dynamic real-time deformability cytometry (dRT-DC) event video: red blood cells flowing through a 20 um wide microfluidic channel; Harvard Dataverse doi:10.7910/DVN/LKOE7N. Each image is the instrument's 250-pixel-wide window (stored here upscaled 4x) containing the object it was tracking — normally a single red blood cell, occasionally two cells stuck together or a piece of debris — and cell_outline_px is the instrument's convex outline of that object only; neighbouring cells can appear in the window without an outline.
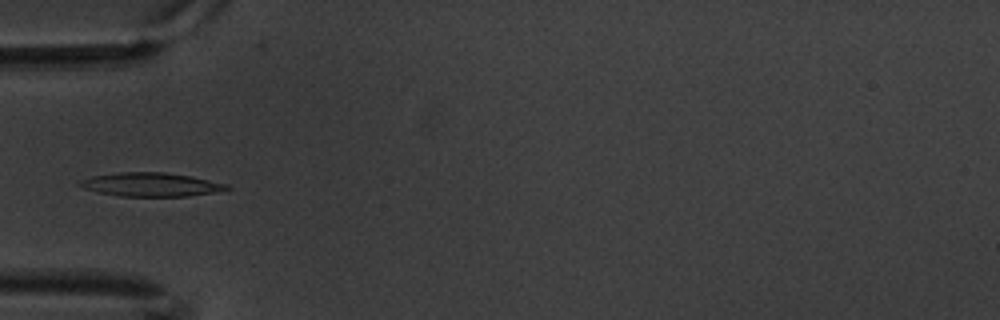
{"species": "common noctule bat (a hibernating species)", "species_latin": "Nyctalus noctula", "temperature_condition": "warm", "stored_images_in_passage": 9, "camera_frame_rate_fps": 3000, "um_per_image_px": 0.085, "animal": {"sex": "male", "body_mass_g": 20.1, "forearm_length_mm": 53.5}, "frame": {"image": 1, "passage_image": 4, "time_ms": 1.0, "image_size_px": [1000, 320], "cell_outline_px": [[232, 188], [216, 192], [188, 196], [120, 196], [100, 192], [84, 188], [76, 184], [80, 180], [92, 176], [120, 172], [164, 172], [192, 176], [228, 184]], "centroid_in_image_um": [12.85, 15.68], "position_along_channel_um": 72.1, "area_um2": 20.29}}
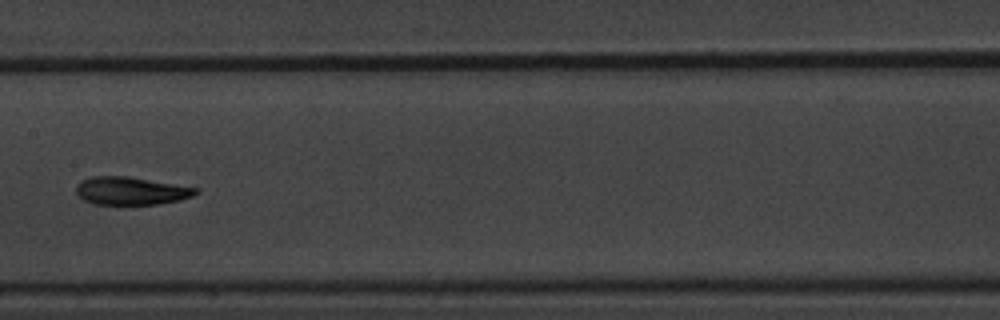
{"frame": {"image": 2, "passage_image": 7, "time_ms": 2.0, "image_size_px": [1000, 320], "cell_outline_px": [[200, 192], [192, 196], [180, 200], [156, 204], [92, 204], [84, 200], [76, 192], [76, 184], [92, 176], [128, 176], [200, 188]], "centroid_in_image_um": [11.16, 16.22], "position_along_channel_um": 196.2, "area_um2": 19.48}}
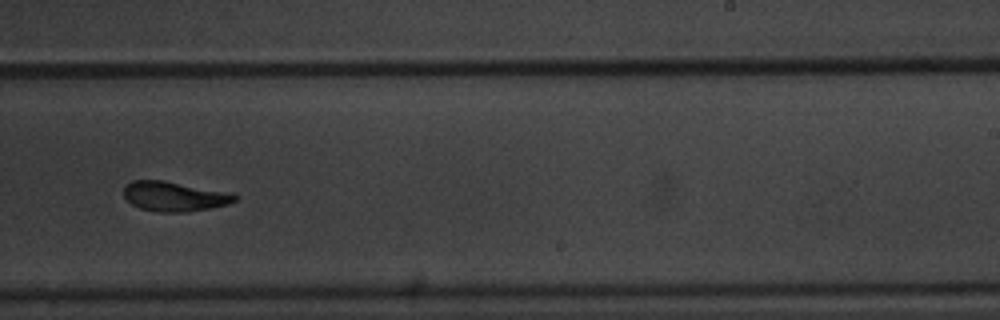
{"frame": {"image": 3, "passage_image": 9, "time_ms": 2.667, "image_size_px": [1000, 320], "cell_outline_px": [[236, 200], [228, 204], [208, 208], [184, 212], [160, 212], [140, 208], [132, 204], [124, 196], [124, 188], [132, 180], [164, 180], [232, 192], [236, 196]], "centroid_in_image_um": [14.83, 16.68], "position_along_channel_um": 274.2, "area_um2": 19.19}}